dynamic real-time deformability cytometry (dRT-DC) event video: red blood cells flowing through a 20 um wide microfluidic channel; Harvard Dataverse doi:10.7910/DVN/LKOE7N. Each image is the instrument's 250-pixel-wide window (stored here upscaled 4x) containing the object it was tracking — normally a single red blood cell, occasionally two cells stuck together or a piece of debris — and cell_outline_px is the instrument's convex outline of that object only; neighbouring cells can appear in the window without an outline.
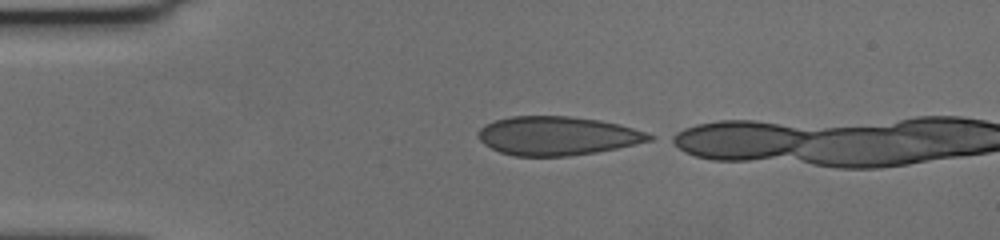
{"species": "human", "species_latin": "Homo sapiens", "temperature_condition": "cold", "stored_images_in_passage": 5, "camera_frame_rate_fps": 3000, "um_per_image_px": 0.085, "donor": {"sex": "female"}, "frame": {"image": 1, "passage_image": 1, "time_ms": 0.0, "image_size_px": [1000, 240], "cell_outline_px": [[656, 136], [652, 140], [616, 148], [596, 152], [568, 156], [512, 156], [500, 152], [484, 144], [476, 136], [476, 132], [484, 124], [496, 120], [512, 116], [568, 116], [600, 120], [620, 124]], "centroid_in_image_um": [47.33, 11.54], "position_along_channel_um": 37.7, "area_um2": 38.67}}